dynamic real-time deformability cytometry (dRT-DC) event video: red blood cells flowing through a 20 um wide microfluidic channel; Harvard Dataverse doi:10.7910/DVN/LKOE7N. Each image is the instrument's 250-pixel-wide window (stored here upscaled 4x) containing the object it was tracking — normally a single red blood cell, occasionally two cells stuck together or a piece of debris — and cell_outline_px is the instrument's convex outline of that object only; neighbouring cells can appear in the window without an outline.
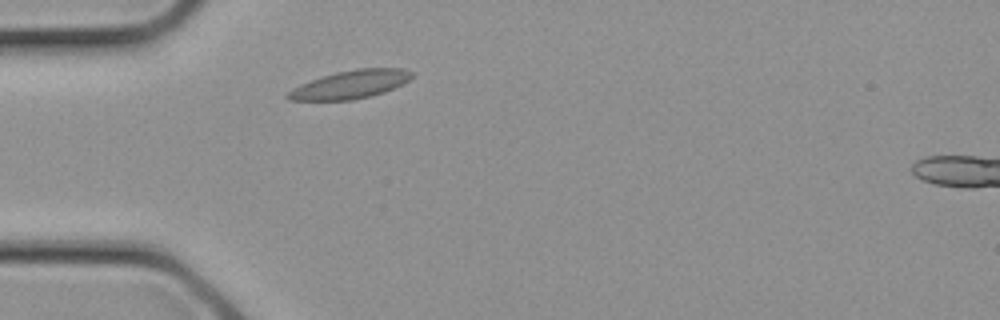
{"species": "common noctule bat (a hibernating species)", "species_latin": "Nyctalus noctula", "temperature_condition": "cold", "stored_images_in_passage": 2, "camera_frame_rate_fps": 3000, "um_per_image_px": 0.085, "animal": {"sex": "female", "body_mass_g": 21.9}, "frame": {"image": 1, "passage_image": 1, "time_ms": 0.0, "image_size_px": [1000, 320], "cell_outline_px": [[416, 72], [408, 80], [384, 92], [352, 100], [288, 100], [284, 96], [292, 88], [300, 84], [336, 72], [356, 68], [404, 68]], "centroid_in_image_um": [29.78, 7.17], "position_along_channel_um": 55.2, "area_um2": 20.23}}